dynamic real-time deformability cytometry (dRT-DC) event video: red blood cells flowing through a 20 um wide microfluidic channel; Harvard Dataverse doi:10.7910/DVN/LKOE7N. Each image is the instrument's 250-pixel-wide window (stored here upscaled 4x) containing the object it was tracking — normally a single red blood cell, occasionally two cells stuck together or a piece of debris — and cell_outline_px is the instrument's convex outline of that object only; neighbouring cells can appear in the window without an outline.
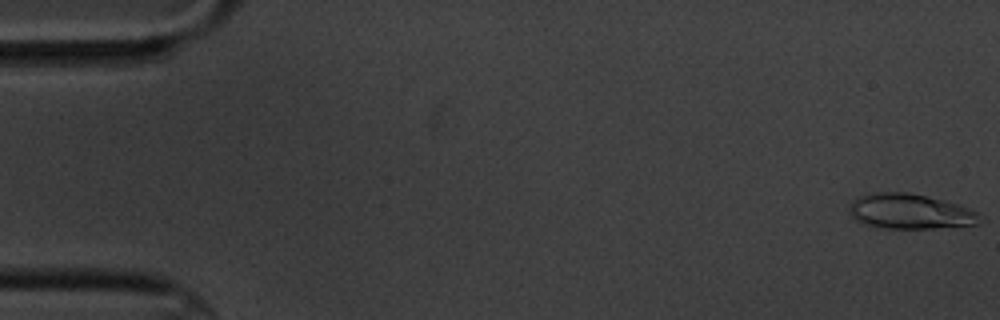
{"species": "common noctule bat (a hibernating species)", "species_latin": "Nyctalus noctula", "temperature_condition": "cold", "stored_images_in_passage": 6, "camera_frame_rate_fps": 3000, "um_per_image_px": 0.085, "animal": {"sex": "male", "body_mass_g": 20.1, "forearm_length_mm": 53.5}, "frame": {"image": 1, "passage_image": 1, "time_ms": 0.0, "image_size_px": [1000, 320], "cell_outline_px": [[976, 224], [932, 228], [888, 228], [868, 224], [856, 220], [848, 212], [848, 204], [852, 200], [860, 196], [876, 192], [908, 192], [944, 200], [960, 204], [976, 212]], "centroid_in_image_um": [77.27, 17.95], "position_along_channel_um": 7.7, "area_um2": 26.24}}